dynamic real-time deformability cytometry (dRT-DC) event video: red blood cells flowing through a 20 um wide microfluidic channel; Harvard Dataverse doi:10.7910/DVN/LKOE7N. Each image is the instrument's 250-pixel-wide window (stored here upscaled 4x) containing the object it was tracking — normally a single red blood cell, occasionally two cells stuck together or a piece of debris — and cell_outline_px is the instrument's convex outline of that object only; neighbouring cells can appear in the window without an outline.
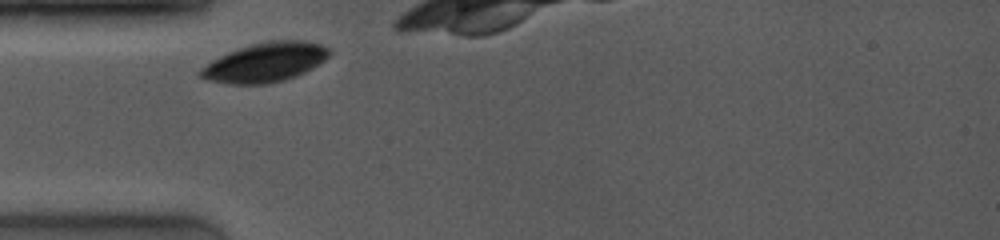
{"species": "common noctule bat (a hibernating species)", "species_latin": "Nyctalus noctula", "temperature_condition": "room temperature", "stored_images_in_passage": 7, "camera_frame_rate_fps": 4000, "um_per_image_px": 0.085, "animal": {"sex": "female", "body_mass_g": 19.0, "forearm_length_mm": 53.3}, "frame": {"image": 1, "passage_image": 1, "time_ms": 0.0, "image_size_px": [1000, 240], "cell_outline_px": [[332, 52], [324, 60], [312, 68], [296, 76], [284, 80], [268, 84], [228, 84], [208, 80], [196, 76], [196, 72], [200, 68], [212, 60], [228, 52], [252, 44], [268, 40], [304, 40], [320, 44], [332, 48]], "centroid_in_image_um": [22.52, 5.3], "position_along_channel_um": 62.5, "area_um2": 29.77}}